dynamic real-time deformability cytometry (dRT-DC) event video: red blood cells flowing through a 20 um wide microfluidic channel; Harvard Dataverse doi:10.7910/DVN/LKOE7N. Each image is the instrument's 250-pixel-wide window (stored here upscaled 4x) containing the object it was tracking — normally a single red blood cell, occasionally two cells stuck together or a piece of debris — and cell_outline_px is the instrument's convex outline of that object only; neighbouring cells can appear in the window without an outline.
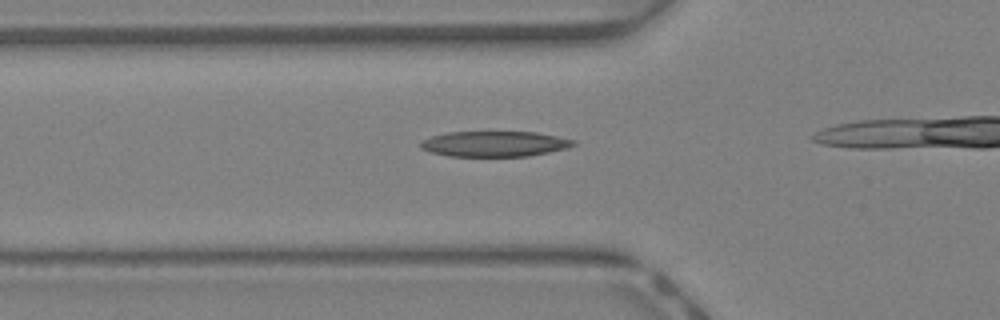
{"species": "Egyptian fruit bat (a non-hibernating species)", "species_latin": "Rousettus aegyptiacus", "temperature_condition": "warm", "stored_images_in_passage": 23, "camera_frame_rate_fps": 3000, "um_per_image_px": 0.085, "animal": {"sex": "female"}, "frame": {"image": 1, "passage_image": 11, "time_ms": 3.333, "image_size_px": [1000, 320], "cell_outline_px": [[576, 144], [568, 148], [528, 156], [448, 156], [432, 152], [420, 148], [420, 144], [424, 140], [432, 136], [448, 132], [536, 132], [576, 140]], "centroid_in_image_um": [42.06, 12.23], "position_along_channel_um": 83.7, "area_um2": 22.54}}
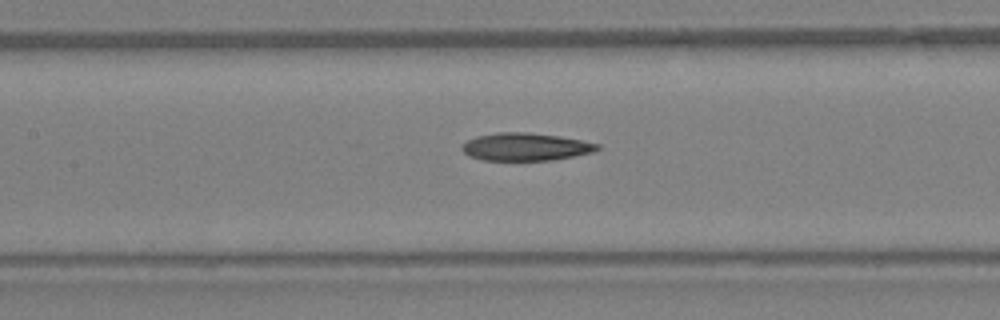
{"frame": {"image": 2, "passage_image": 16, "time_ms": 5.0, "image_size_px": [1000, 320], "cell_outline_px": [[600, 148], [592, 152], [556, 160], [484, 160], [468, 156], [460, 148], [468, 140], [476, 136], [496, 132], [528, 132], [560, 136], [600, 144]], "centroid_in_image_um": [44.67, 12.47], "position_along_channel_um": 162.7, "area_um2": 21.91}}
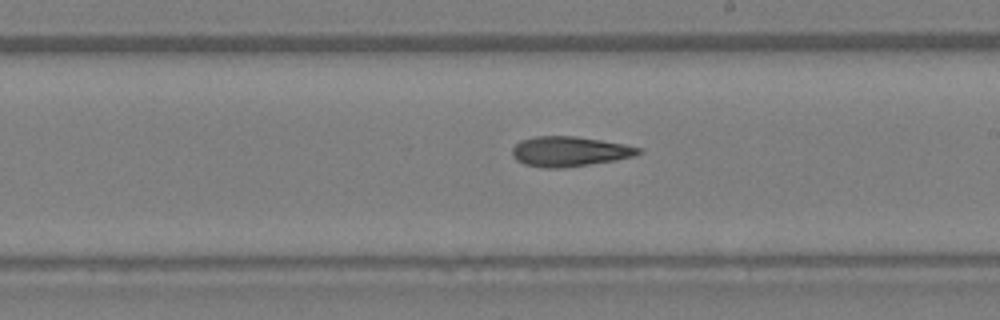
{"frame": {"image": 3, "passage_image": 21, "time_ms": 6.667, "image_size_px": [1000, 320], "cell_outline_px": [[644, 152], [636, 156], [616, 160], [560, 168], [544, 168], [524, 164], [516, 160], [512, 156], [512, 148], [520, 140], [536, 136], [576, 136], [624, 144], [640, 148]], "centroid_in_image_um": [48.4, 12.87], "position_along_channel_um": 240.6, "area_um2": 22.08}}